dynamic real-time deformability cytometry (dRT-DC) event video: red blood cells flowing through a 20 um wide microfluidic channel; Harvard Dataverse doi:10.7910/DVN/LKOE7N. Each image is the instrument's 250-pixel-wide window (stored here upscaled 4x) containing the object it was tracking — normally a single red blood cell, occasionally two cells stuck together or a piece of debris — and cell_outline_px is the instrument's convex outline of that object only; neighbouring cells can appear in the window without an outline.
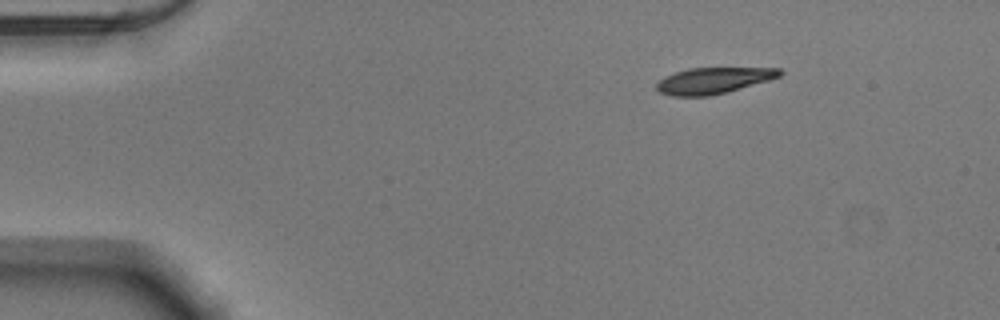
{"species": "Egyptian fruit bat (a non-hibernating species)", "species_latin": "Rousettus aegyptiacus", "temperature_condition": "warm", "stored_images_in_passage": 46, "camera_frame_rate_fps": 3000, "um_per_image_px": 0.085, "animal": {"sex": "male"}, "frame": {"image": 1, "passage_image": 1, "time_ms": 0.0, "image_size_px": [1000, 320], "cell_outline_px": [[784, 72], [780, 76], [768, 80], [728, 92], [708, 96], [672, 96], [660, 92], [656, 88], [656, 84], [664, 76], [688, 68], [780, 68]], "centroid_in_image_um": [60.63, 6.84], "position_along_channel_um": 24.4, "area_um2": 18.73}}
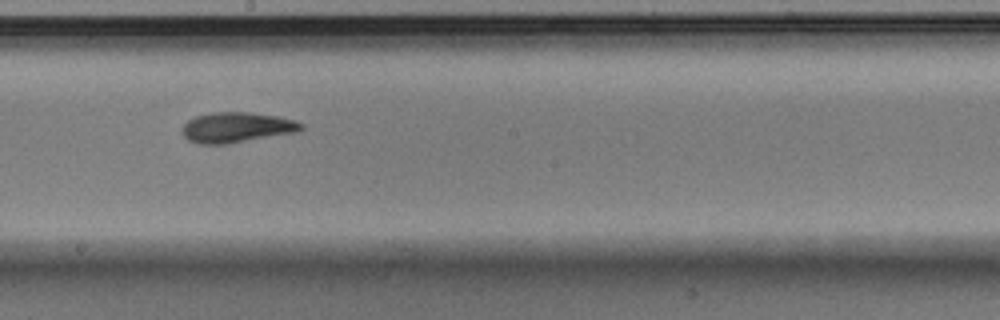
{"frame": {"image": 2, "passage_image": 23, "time_ms": 7.333, "image_size_px": [1000, 320], "cell_outline_px": [[304, 128], [296, 132], [224, 144], [196, 144], [188, 140], [184, 136], [180, 128], [188, 120], [196, 116], [212, 112], [248, 112], [280, 116], [296, 120], [304, 124]], "centroid_in_image_um": [20.1, 10.82], "position_along_channel_um": 228.1, "area_um2": 21.1}}
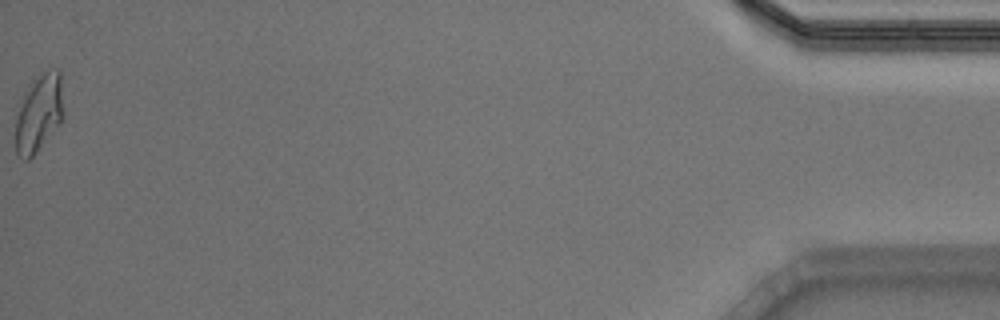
{"frame": {"image": 3, "passage_image": 46, "time_ms": 15.0, "image_size_px": [1000, 320], "cell_outline_px": [[64, 112], [60, 120], [36, 152], [28, 160], [24, 160], [16, 152], [16, 116], [20, 96], [32, 80], [44, 72], [56, 68], [60, 68]], "centroid_in_image_um": [3.28, 9.54], "position_along_channel_um": 431.9, "area_um2": 21.68}, "authors_computed_cell_mechanics": {"area_um2": 20.3456, "velocity_mm_per_s": 3.8811, "shape_relaxation_time_tau1_ms": 4.0328, "shape_relaxation_time_tau2_ms": 2.2809, "deformation_change_tau1": 0.1703, "deformation_change_tau2": 0.0802}}